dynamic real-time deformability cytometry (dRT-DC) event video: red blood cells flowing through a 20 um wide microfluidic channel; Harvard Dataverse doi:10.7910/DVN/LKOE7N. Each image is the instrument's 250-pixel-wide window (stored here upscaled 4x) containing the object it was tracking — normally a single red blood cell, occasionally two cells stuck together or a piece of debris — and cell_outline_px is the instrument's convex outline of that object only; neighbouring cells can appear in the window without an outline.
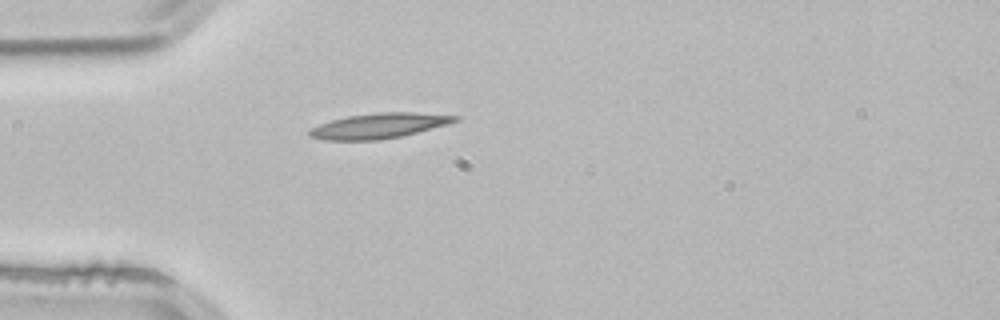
{"species": "common noctule bat (a hibernating species)", "species_latin": "Nyctalus noctula", "temperature_condition": "room temperature", "stored_images_in_passage": 1, "camera_frame_rate_fps": 3000, "um_per_image_px": 0.085, "animal": {"sex": "male", "body_mass_g": 21.5, "forearm_length_mm": 52.0}, "frame": {"image": 1, "passage_image": 1, "time_ms": 0.0, "image_size_px": [1000, 320], "cell_outline_px": [[460, 120], [448, 124], [400, 136], [380, 140], [320, 140], [308, 136], [308, 132], [312, 128], [320, 124], [332, 120], [348, 116], [376, 112], [412, 112], [460, 116]], "centroid_in_image_um": [32.2, 10.69], "position_along_channel_um": 52.8, "area_um2": 21.27}}